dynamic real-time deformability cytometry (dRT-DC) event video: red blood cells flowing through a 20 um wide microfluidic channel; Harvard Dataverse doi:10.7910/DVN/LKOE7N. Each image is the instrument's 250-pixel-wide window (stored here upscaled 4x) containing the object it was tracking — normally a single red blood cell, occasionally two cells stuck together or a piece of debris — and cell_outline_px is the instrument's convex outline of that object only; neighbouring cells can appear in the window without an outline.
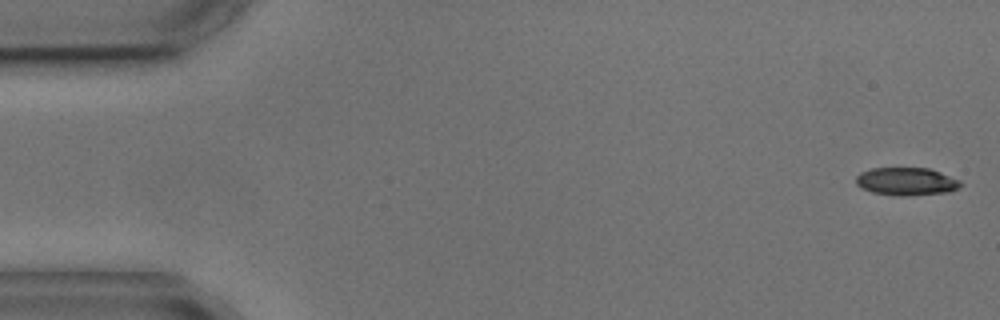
{"species": "common noctule bat (a hibernating species)", "species_latin": "Nyctalus noctula", "temperature_condition": "cold", "stored_images_in_passage": 8, "camera_frame_rate_fps": 3000, "um_per_image_px": 0.085, "animal": {"sex": "male", "body_mass_g": 17.9, "forearm_length_mm": 54.2}, "frame": {"image": 1, "passage_image": 1, "time_ms": 0.0, "image_size_px": [1000, 320], "cell_outline_px": [[964, 184], [960, 188], [952, 192], [908, 196], [896, 196], [872, 192], [860, 188], [856, 184], [856, 176], [860, 172], [872, 168], [928, 168], [940, 172], [960, 180]], "centroid_in_image_um": [77.07, 15.44], "position_along_channel_um": 7.9, "area_um2": 17.34}}
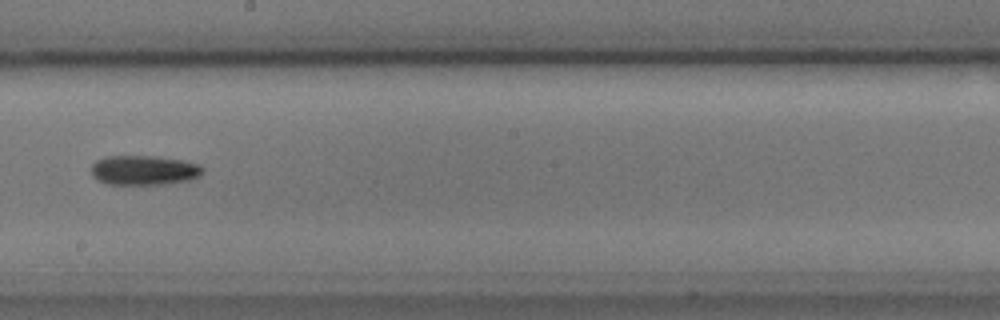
{"frame": {"image": 2, "passage_image": 8, "time_ms": 9.667, "image_size_px": [1000, 320], "cell_outline_px": [[204, 172], [200, 176], [188, 180], [168, 184], [108, 184], [96, 180], [92, 176], [92, 164], [96, 160], [108, 156], [156, 156], [184, 160], [200, 164], [204, 168]], "centroid_in_image_um": [12.27, 14.46], "position_along_channel_um": 235.9, "area_um2": 19.48}}